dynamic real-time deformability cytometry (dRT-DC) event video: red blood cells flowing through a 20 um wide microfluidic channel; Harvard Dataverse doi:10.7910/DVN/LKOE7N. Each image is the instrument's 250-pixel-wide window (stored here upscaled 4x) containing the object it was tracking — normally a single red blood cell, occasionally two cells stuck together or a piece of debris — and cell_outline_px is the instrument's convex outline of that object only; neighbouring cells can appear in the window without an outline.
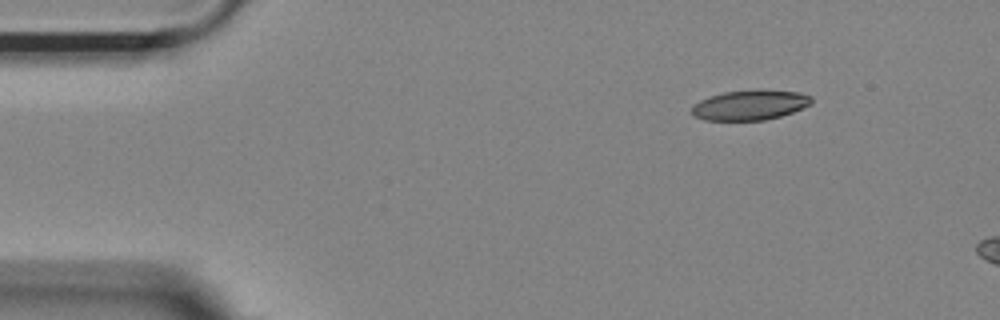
{"species": "Egyptian fruit bat (a non-hibernating species)", "species_latin": "Rousettus aegyptiacus", "temperature_condition": "room temperature", "stored_images_in_passage": 6, "camera_frame_rate_fps": 3000, "um_per_image_px": 0.085, "animal": {"sex": "female"}, "frame": {"image": 1, "passage_image": 1, "time_ms": 0.0, "image_size_px": [1000, 320], "cell_outline_px": [[812, 104], [792, 112], [780, 116], [764, 120], [704, 120], [692, 116], [692, 108], [700, 100], [708, 96], [724, 92], [756, 88], [760, 88], [800, 92], [812, 96]], "centroid_in_image_um": [63.77, 8.9], "position_along_channel_um": 21.2, "area_um2": 21.33}}